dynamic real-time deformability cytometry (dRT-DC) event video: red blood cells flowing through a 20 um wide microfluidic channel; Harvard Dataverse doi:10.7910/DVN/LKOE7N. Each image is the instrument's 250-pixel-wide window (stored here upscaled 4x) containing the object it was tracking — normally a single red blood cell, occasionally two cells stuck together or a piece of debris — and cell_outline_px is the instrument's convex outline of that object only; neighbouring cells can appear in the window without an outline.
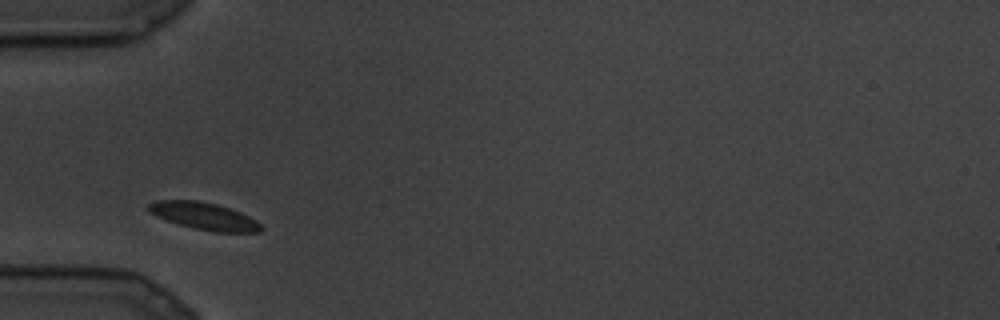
{"species": "common noctule bat (a hibernating species)", "species_latin": "Nyctalus noctula", "temperature_condition": "cold", "stored_images_in_passage": 7, "camera_frame_rate_fps": 3000, "um_per_image_px": 0.085, "animal": {"sex": "male", "body_mass_g": 19.5, "forearm_length_mm": 54.6}, "frame": {"image": 1, "passage_image": 1, "time_ms": 0.0, "image_size_px": [1000, 320], "cell_outline_px": [[264, 228], [260, 232], [216, 232], [196, 228], [180, 224], [156, 216], [148, 212], [144, 208], [148, 204], [156, 200], [196, 200], [216, 204], [240, 212], [256, 220]], "centroid_in_image_um": [17.32, 18.36], "position_along_channel_um": 67.7, "area_um2": 17.74}}
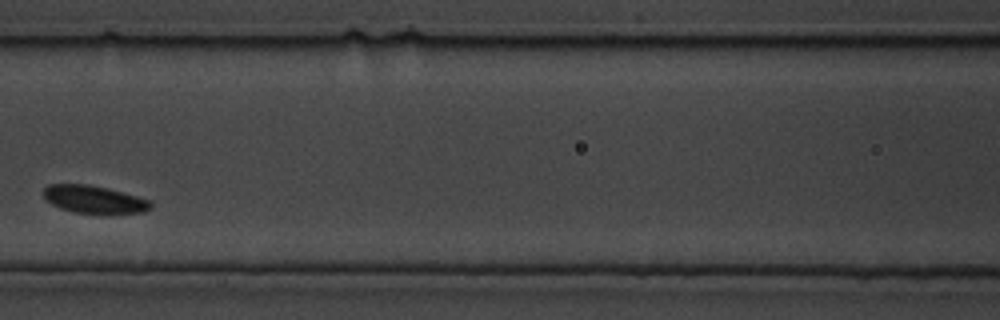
{"frame": {"image": 2, "passage_image": 5, "time_ms": 1.333, "image_size_px": [1000, 320], "cell_outline_px": [[152, 208], [144, 212], [108, 216], [72, 212], [60, 208], [52, 204], [44, 196], [44, 188], [48, 184], [88, 184], [108, 188], [152, 200]], "centroid_in_image_um": [8.08, 16.99], "position_along_channel_um": 158.5, "area_um2": 18.03}}
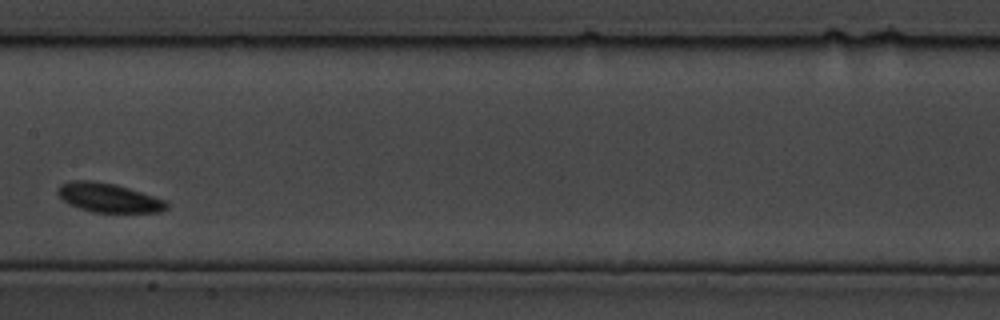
{"frame": {"image": 3, "passage_image": 6, "time_ms": 1.667, "image_size_px": [1000, 320], "cell_outline_px": [[168, 208], [160, 212], [92, 212], [80, 208], [64, 200], [56, 192], [60, 184], [72, 180], [88, 180], [112, 184], [128, 188], [164, 200], [168, 204]], "centroid_in_image_um": [9.21, 16.81], "position_along_channel_um": 198.2, "area_um2": 18.03}}